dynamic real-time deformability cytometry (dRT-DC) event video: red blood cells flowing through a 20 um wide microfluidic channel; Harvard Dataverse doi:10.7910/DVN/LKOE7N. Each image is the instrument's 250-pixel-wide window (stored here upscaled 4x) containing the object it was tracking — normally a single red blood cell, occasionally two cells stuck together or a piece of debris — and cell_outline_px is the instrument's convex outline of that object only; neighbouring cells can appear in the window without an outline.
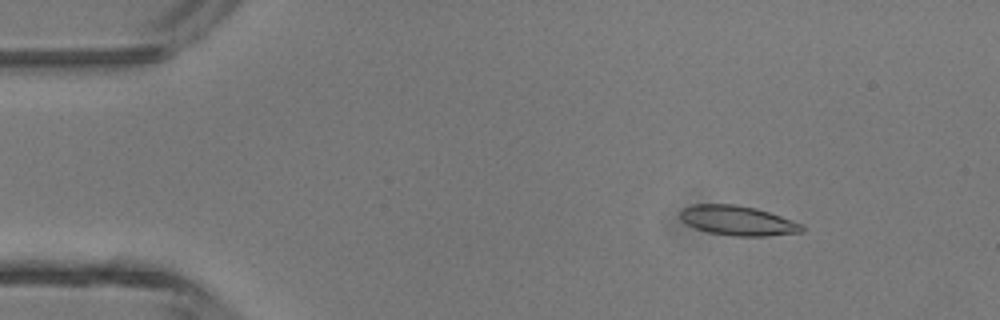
{"species": "common noctule bat (a hibernating species)", "species_latin": "Nyctalus noctula", "temperature_condition": "room temperature", "stored_images_in_passage": 15, "camera_frame_rate_fps": 3000, "um_per_image_px": 0.085, "animal": {"sex": "male", "body_mass_g": 13.3}, "frame": {"image": 1, "passage_image": 5, "time_ms": 1.333, "image_size_px": [1000, 320], "cell_outline_px": [[804, 232], [768, 236], [732, 236], [708, 232], [696, 228], [680, 220], [680, 212], [684, 208], [692, 204], [736, 204], [756, 208], [804, 224]], "centroid_in_image_um": [62.73, 18.75], "position_along_channel_um": 22.3, "area_um2": 21.15}}
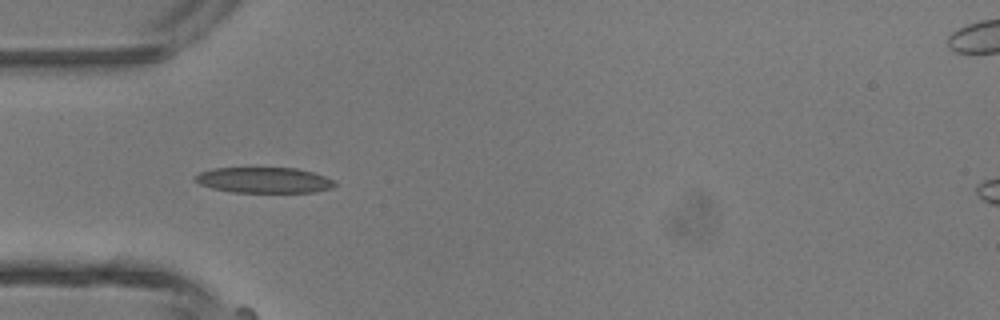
{"frame": {"image": 2, "passage_image": 13, "time_ms": 4.0, "image_size_px": [1000, 320], "cell_outline_px": [[336, 184], [332, 188], [316, 192], [232, 192], [212, 188], [200, 184], [192, 180], [200, 172], [212, 168], [296, 168], [312, 172], [336, 180]], "centroid_in_image_um": [22.45, 15.31], "position_along_channel_um": 62.5, "area_um2": 20.92}}